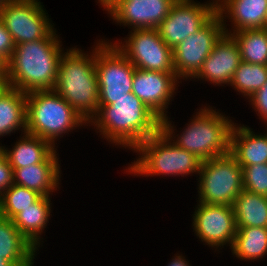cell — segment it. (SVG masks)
Wrapping results in <instances>:
<instances>
[{"mask_svg":"<svg viewBox=\"0 0 267 266\" xmlns=\"http://www.w3.org/2000/svg\"><path fill=\"white\" fill-rule=\"evenodd\" d=\"M61 42L54 29L45 39L15 45L6 63L7 86L26 94L53 90L64 51Z\"/></svg>","mask_w":267,"mask_h":266,"instance_id":"obj_1","label":"cell"},{"mask_svg":"<svg viewBox=\"0 0 267 266\" xmlns=\"http://www.w3.org/2000/svg\"><path fill=\"white\" fill-rule=\"evenodd\" d=\"M89 123L109 142L131 150L161 130V119L133 93L99 105Z\"/></svg>","mask_w":267,"mask_h":266,"instance_id":"obj_2","label":"cell"},{"mask_svg":"<svg viewBox=\"0 0 267 266\" xmlns=\"http://www.w3.org/2000/svg\"><path fill=\"white\" fill-rule=\"evenodd\" d=\"M101 40L98 43L96 42V47L94 45L90 55L76 47L67 49V52L61 55L57 80L53 89L87 123L96 115L99 108V84L95 68V57L96 51L106 41Z\"/></svg>","mask_w":267,"mask_h":266,"instance_id":"obj_3","label":"cell"},{"mask_svg":"<svg viewBox=\"0 0 267 266\" xmlns=\"http://www.w3.org/2000/svg\"><path fill=\"white\" fill-rule=\"evenodd\" d=\"M208 107L204 106L196 112L177 138L174 136L175 127L169 117L161 120V130L171 141L178 147L195 154L201 161L230 152V134L234 125V122L220 111L217 112L216 109Z\"/></svg>","mask_w":267,"mask_h":266,"instance_id":"obj_4","label":"cell"},{"mask_svg":"<svg viewBox=\"0 0 267 266\" xmlns=\"http://www.w3.org/2000/svg\"><path fill=\"white\" fill-rule=\"evenodd\" d=\"M88 123L56 91H33L26 94V133L49 141ZM63 134V135H62Z\"/></svg>","mask_w":267,"mask_h":266,"instance_id":"obj_5","label":"cell"},{"mask_svg":"<svg viewBox=\"0 0 267 266\" xmlns=\"http://www.w3.org/2000/svg\"><path fill=\"white\" fill-rule=\"evenodd\" d=\"M134 152L140 156L126 170L134 176L199 174L202 163L195 154L178 147L162 130L142 141Z\"/></svg>","mask_w":267,"mask_h":266,"instance_id":"obj_6","label":"cell"},{"mask_svg":"<svg viewBox=\"0 0 267 266\" xmlns=\"http://www.w3.org/2000/svg\"><path fill=\"white\" fill-rule=\"evenodd\" d=\"M198 175V202L232 206L243 190L242 167L230 152L202 161Z\"/></svg>","mask_w":267,"mask_h":266,"instance_id":"obj_7","label":"cell"},{"mask_svg":"<svg viewBox=\"0 0 267 266\" xmlns=\"http://www.w3.org/2000/svg\"><path fill=\"white\" fill-rule=\"evenodd\" d=\"M95 68L99 84V105L132 93L135 66L114 46L105 42L97 51Z\"/></svg>","mask_w":267,"mask_h":266,"instance_id":"obj_8","label":"cell"},{"mask_svg":"<svg viewBox=\"0 0 267 266\" xmlns=\"http://www.w3.org/2000/svg\"><path fill=\"white\" fill-rule=\"evenodd\" d=\"M128 36L125 41L113 44L136 68L175 73L173 49L162 40L157 29H133Z\"/></svg>","mask_w":267,"mask_h":266,"instance_id":"obj_9","label":"cell"},{"mask_svg":"<svg viewBox=\"0 0 267 266\" xmlns=\"http://www.w3.org/2000/svg\"><path fill=\"white\" fill-rule=\"evenodd\" d=\"M39 0H10L0 8V20L18 45L45 39L53 30Z\"/></svg>","mask_w":267,"mask_h":266,"instance_id":"obj_10","label":"cell"},{"mask_svg":"<svg viewBox=\"0 0 267 266\" xmlns=\"http://www.w3.org/2000/svg\"><path fill=\"white\" fill-rule=\"evenodd\" d=\"M216 14V0L205 4L193 0H176L156 29L162 40L173 49L204 27Z\"/></svg>","mask_w":267,"mask_h":266,"instance_id":"obj_11","label":"cell"},{"mask_svg":"<svg viewBox=\"0 0 267 266\" xmlns=\"http://www.w3.org/2000/svg\"><path fill=\"white\" fill-rule=\"evenodd\" d=\"M224 34L223 21L216 14L204 27L173 48V65L179 79H192Z\"/></svg>","mask_w":267,"mask_h":266,"instance_id":"obj_12","label":"cell"},{"mask_svg":"<svg viewBox=\"0 0 267 266\" xmlns=\"http://www.w3.org/2000/svg\"><path fill=\"white\" fill-rule=\"evenodd\" d=\"M120 26L156 29L167 17L176 0H98Z\"/></svg>","mask_w":267,"mask_h":266,"instance_id":"obj_13","label":"cell"},{"mask_svg":"<svg viewBox=\"0 0 267 266\" xmlns=\"http://www.w3.org/2000/svg\"><path fill=\"white\" fill-rule=\"evenodd\" d=\"M193 230L201 241L211 248H223L234 242L237 231L231 205H210L199 202L193 214Z\"/></svg>","mask_w":267,"mask_h":266,"instance_id":"obj_14","label":"cell"},{"mask_svg":"<svg viewBox=\"0 0 267 266\" xmlns=\"http://www.w3.org/2000/svg\"><path fill=\"white\" fill-rule=\"evenodd\" d=\"M178 80L176 73L135 68L132 93L162 120L167 117L166 109L180 83Z\"/></svg>","mask_w":267,"mask_h":266,"instance_id":"obj_15","label":"cell"},{"mask_svg":"<svg viewBox=\"0 0 267 266\" xmlns=\"http://www.w3.org/2000/svg\"><path fill=\"white\" fill-rule=\"evenodd\" d=\"M241 62L238 44L231 35L224 33L193 78L207 80L214 85H230Z\"/></svg>","mask_w":267,"mask_h":266,"instance_id":"obj_16","label":"cell"},{"mask_svg":"<svg viewBox=\"0 0 267 266\" xmlns=\"http://www.w3.org/2000/svg\"><path fill=\"white\" fill-rule=\"evenodd\" d=\"M56 153L55 150L42 163L13 169V184L33 190L41 196L49 197L57 188L59 189L61 178V168Z\"/></svg>","mask_w":267,"mask_h":266,"instance_id":"obj_17","label":"cell"},{"mask_svg":"<svg viewBox=\"0 0 267 266\" xmlns=\"http://www.w3.org/2000/svg\"><path fill=\"white\" fill-rule=\"evenodd\" d=\"M230 153L240 166L267 163V132L255 134L250 127L235 123L230 134Z\"/></svg>","mask_w":267,"mask_h":266,"instance_id":"obj_18","label":"cell"},{"mask_svg":"<svg viewBox=\"0 0 267 266\" xmlns=\"http://www.w3.org/2000/svg\"><path fill=\"white\" fill-rule=\"evenodd\" d=\"M217 14L224 19H231L232 30L237 32L244 29L262 28L267 0H216ZM226 17V18H225Z\"/></svg>","mask_w":267,"mask_h":266,"instance_id":"obj_19","label":"cell"},{"mask_svg":"<svg viewBox=\"0 0 267 266\" xmlns=\"http://www.w3.org/2000/svg\"><path fill=\"white\" fill-rule=\"evenodd\" d=\"M36 251L12 220L0 216V255L3 259L15 266H34Z\"/></svg>","mask_w":267,"mask_h":266,"instance_id":"obj_20","label":"cell"},{"mask_svg":"<svg viewBox=\"0 0 267 266\" xmlns=\"http://www.w3.org/2000/svg\"><path fill=\"white\" fill-rule=\"evenodd\" d=\"M12 148L11 150L4 149V156L9 161L12 169L42 163L55 149L57 150L49 141L26 132Z\"/></svg>","mask_w":267,"mask_h":266,"instance_id":"obj_21","label":"cell"},{"mask_svg":"<svg viewBox=\"0 0 267 266\" xmlns=\"http://www.w3.org/2000/svg\"><path fill=\"white\" fill-rule=\"evenodd\" d=\"M51 196H41L33 205L27 207L13 219L18 231L38 250L42 231L49 222L51 213Z\"/></svg>","mask_w":267,"mask_h":266,"instance_id":"obj_22","label":"cell"},{"mask_svg":"<svg viewBox=\"0 0 267 266\" xmlns=\"http://www.w3.org/2000/svg\"><path fill=\"white\" fill-rule=\"evenodd\" d=\"M19 129L26 132V93L6 86L0 92V137Z\"/></svg>","mask_w":267,"mask_h":266,"instance_id":"obj_23","label":"cell"},{"mask_svg":"<svg viewBox=\"0 0 267 266\" xmlns=\"http://www.w3.org/2000/svg\"><path fill=\"white\" fill-rule=\"evenodd\" d=\"M232 207L237 227L267 228V196L243 189Z\"/></svg>","mask_w":267,"mask_h":266,"instance_id":"obj_24","label":"cell"},{"mask_svg":"<svg viewBox=\"0 0 267 266\" xmlns=\"http://www.w3.org/2000/svg\"><path fill=\"white\" fill-rule=\"evenodd\" d=\"M223 21L224 33L231 35L240 49L241 61L267 66V30L262 28L228 31ZM227 28V29H226Z\"/></svg>","mask_w":267,"mask_h":266,"instance_id":"obj_25","label":"cell"},{"mask_svg":"<svg viewBox=\"0 0 267 266\" xmlns=\"http://www.w3.org/2000/svg\"><path fill=\"white\" fill-rule=\"evenodd\" d=\"M231 252L240 260H259L267 255V228L237 227Z\"/></svg>","mask_w":267,"mask_h":266,"instance_id":"obj_26","label":"cell"},{"mask_svg":"<svg viewBox=\"0 0 267 266\" xmlns=\"http://www.w3.org/2000/svg\"><path fill=\"white\" fill-rule=\"evenodd\" d=\"M267 82V66L241 62L235 71L230 86L247 99Z\"/></svg>","mask_w":267,"mask_h":266,"instance_id":"obj_27","label":"cell"},{"mask_svg":"<svg viewBox=\"0 0 267 266\" xmlns=\"http://www.w3.org/2000/svg\"><path fill=\"white\" fill-rule=\"evenodd\" d=\"M40 197L41 195L33 190L12 184L0 196V216L12 220Z\"/></svg>","mask_w":267,"mask_h":266,"instance_id":"obj_28","label":"cell"},{"mask_svg":"<svg viewBox=\"0 0 267 266\" xmlns=\"http://www.w3.org/2000/svg\"><path fill=\"white\" fill-rule=\"evenodd\" d=\"M242 167L243 189L267 196V163Z\"/></svg>","mask_w":267,"mask_h":266,"instance_id":"obj_29","label":"cell"},{"mask_svg":"<svg viewBox=\"0 0 267 266\" xmlns=\"http://www.w3.org/2000/svg\"><path fill=\"white\" fill-rule=\"evenodd\" d=\"M249 102L257 112L256 114L266 122L267 125V82L261 89L256 91L250 98Z\"/></svg>","mask_w":267,"mask_h":266,"instance_id":"obj_30","label":"cell"},{"mask_svg":"<svg viewBox=\"0 0 267 266\" xmlns=\"http://www.w3.org/2000/svg\"><path fill=\"white\" fill-rule=\"evenodd\" d=\"M15 44L11 34L0 20V57L7 63L14 52Z\"/></svg>","mask_w":267,"mask_h":266,"instance_id":"obj_31","label":"cell"},{"mask_svg":"<svg viewBox=\"0 0 267 266\" xmlns=\"http://www.w3.org/2000/svg\"><path fill=\"white\" fill-rule=\"evenodd\" d=\"M13 169L7 158L0 160V196L13 184Z\"/></svg>","mask_w":267,"mask_h":266,"instance_id":"obj_32","label":"cell"},{"mask_svg":"<svg viewBox=\"0 0 267 266\" xmlns=\"http://www.w3.org/2000/svg\"><path fill=\"white\" fill-rule=\"evenodd\" d=\"M188 262L189 261H187L185 257H183V255L179 254L177 256L175 255V257L170 261L168 266H190Z\"/></svg>","mask_w":267,"mask_h":266,"instance_id":"obj_33","label":"cell"},{"mask_svg":"<svg viewBox=\"0 0 267 266\" xmlns=\"http://www.w3.org/2000/svg\"><path fill=\"white\" fill-rule=\"evenodd\" d=\"M0 81H6V62L0 57Z\"/></svg>","mask_w":267,"mask_h":266,"instance_id":"obj_34","label":"cell"},{"mask_svg":"<svg viewBox=\"0 0 267 266\" xmlns=\"http://www.w3.org/2000/svg\"><path fill=\"white\" fill-rule=\"evenodd\" d=\"M0 266H15V265L6 259H3L0 255Z\"/></svg>","mask_w":267,"mask_h":266,"instance_id":"obj_35","label":"cell"},{"mask_svg":"<svg viewBox=\"0 0 267 266\" xmlns=\"http://www.w3.org/2000/svg\"><path fill=\"white\" fill-rule=\"evenodd\" d=\"M262 29L267 30V11H266V13H265V17H264V20H263V26H262Z\"/></svg>","mask_w":267,"mask_h":266,"instance_id":"obj_36","label":"cell"},{"mask_svg":"<svg viewBox=\"0 0 267 266\" xmlns=\"http://www.w3.org/2000/svg\"><path fill=\"white\" fill-rule=\"evenodd\" d=\"M7 86L6 81H0V92Z\"/></svg>","mask_w":267,"mask_h":266,"instance_id":"obj_37","label":"cell"},{"mask_svg":"<svg viewBox=\"0 0 267 266\" xmlns=\"http://www.w3.org/2000/svg\"><path fill=\"white\" fill-rule=\"evenodd\" d=\"M5 146H0V160L4 157Z\"/></svg>","mask_w":267,"mask_h":266,"instance_id":"obj_38","label":"cell"},{"mask_svg":"<svg viewBox=\"0 0 267 266\" xmlns=\"http://www.w3.org/2000/svg\"><path fill=\"white\" fill-rule=\"evenodd\" d=\"M10 0H0V8Z\"/></svg>","mask_w":267,"mask_h":266,"instance_id":"obj_39","label":"cell"}]
</instances>
